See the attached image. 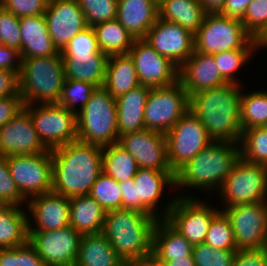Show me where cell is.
Segmentation results:
<instances>
[{
	"label": "cell",
	"mask_w": 267,
	"mask_h": 266,
	"mask_svg": "<svg viewBox=\"0 0 267 266\" xmlns=\"http://www.w3.org/2000/svg\"><path fill=\"white\" fill-rule=\"evenodd\" d=\"M37 106V107H36ZM24 105L43 145L49 149L77 140V114L59 104Z\"/></svg>",
	"instance_id": "11"
},
{
	"label": "cell",
	"mask_w": 267,
	"mask_h": 266,
	"mask_svg": "<svg viewBox=\"0 0 267 266\" xmlns=\"http://www.w3.org/2000/svg\"><path fill=\"white\" fill-rule=\"evenodd\" d=\"M158 17V0H118L116 19L134 39H144Z\"/></svg>",
	"instance_id": "24"
},
{
	"label": "cell",
	"mask_w": 267,
	"mask_h": 266,
	"mask_svg": "<svg viewBox=\"0 0 267 266\" xmlns=\"http://www.w3.org/2000/svg\"><path fill=\"white\" fill-rule=\"evenodd\" d=\"M117 143L133 156L139 167L172 171L165 134L145 128L120 135Z\"/></svg>",
	"instance_id": "19"
},
{
	"label": "cell",
	"mask_w": 267,
	"mask_h": 266,
	"mask_svg": "<svg viewBox=\"0 0 267 266\" xmlns=\"http://www.w3.org/2000/svg\"><path fill=\"white\" fill-rule=\"evenodd\" d=\"M241 22L245 30L257 39L267 29V0H252Z\"/></svg>",
	"instance_id": "45"
},
{
	"label": "cell",
	"mask_w": 267,
	"mask_h": 266,
	"mask_svg": "<svg viewBox=\"0 0 267 266\" xmlns=\"http://www.w3.org/2000/svg\"><path fill=\"white\" fill-rule=\"evenodd\" d=\"M232 266H267V247L237 250Z\"/></svg>",
	"instance_id": "50"
},
{
	"label": "cell",
	"mask_w": 267,
	"mask_h": 266,
	"mask_svg": "<svg viewBox=\"0 0 267 266\" xmlns=\"http://www.w3.org/2000/svg\"><path fill=\"white\" fill-rule=\"evenodd\" d=\"M103 147L79 140L51 150L52 190L71 198L88 195L103 172Z\"/></svg>",
	"instance_id": "1"
},
{
	"label": "cell",
	"mask_w": 267,
	"mask_h": 266,
	"mask_svg": "<svg viewBox=\"0 0 267 266\" xmlns=\"http://www.w3.org/2000/svg\"><path fill=\"white\" fill-rule=\"evenodd\" d=\"M87 26L116 19L118 0H77Z\"/></svg>",
	"instance_id": "42"
},
{
	"label": "cell",
	"mask_w": 267,
	"mask_h": 266,
	"mask_svg": "<svg viewBox=\"0 0 267 266\" xmlns=\"http://www.w3.org/2000/svg\"><path fill=\"white\" fill-rule=\"evenodd\" d=\"M239 143L213 141L175 173V185L218 191L241 159ZM218 188V189H217Z\"/></svg>",
	"instance_id": "3"
},
{
	"label": "cell",
	"mask_w": 267,
	"mask_h": 266,
	"mask_svg": "<svg viewBox=\"0 0 267 266\" xmlns=\"http://www.w3.org/2000/svg\"><path fill=\"white\" fill-rule=\"evenodd\" d=\"M166 205L161 219H165L193 246L204 243L212 219L221 211L186 194L175 196Z\"/></svg>",
	"instance_id": "9"
},
{
	"label": "cell",
	"mask_w": 267,
	"mask_h": 266,
	"mask_svg": "<svg viewBox=\"0 0 267 266\" xmlns=\"http://www.w3.org/2000/svg\"><path fill=\"white\" fill-rule=\"evenodd\" d=\"M49 0H0V6L17 17L43 15Z\"/></svg>",
	"instance_id": "49"
},
{
	"label": "cell",
	"mask_w": 267,
	"mask_h": 266,
	"mask_svg": "<svg viewBox=\"0 0 267 266\" xmlns=\"http://www.w3.org/2000/svg\"><path fill=\"white\" fill-rule=\"evenodd\" d=\"M44 16L48 33L59 52L87 27L77 0H49Z\"/></svg>",
	"instance_id": "20"
},
{
	"label": "cell",
	"mask_w": 267,
	"mask_h": 266,
	"mask_svg": "<svg viewBox=\"0 0 267 266\" xmlns=\"http://www.w3.org/2000/svg\"><path fill=\"white\" fill-rule=\"evenodd\" d=\"M178 80L188 96L227 83L218 70L214 56L198 51H194L179 67Z\"/></svg>",
	"instance_id": "23"
},
{
	"label": "cell",
	"mask_w": 267,
	"mask_h": 266,
	"mask_svg": "<svg viewBox=\"0 0 267 266\" xmlns=\"http://www.w3.org/2000/svg\"><path fill=\"white\" fill-rule=\"evenodd\" d=\"M64 80L61 52L49 57L22 58L19 81L23 104H57Z\"/></svg>",
	"instance_id": "5"
},
{
	"label": "cell",
	"mask_w": 267,
	"mask_h": 266,
	"mask_svg": "<svg viewBox=\"0 0 267 266\" xmlns=\"http://www.w3.org/2000/svg\"><path fill=\"white\" fill-rule=\"evenodd\" d=\"M27 200L18 190L10 175L7 157L0 156V205L21 206Z\"/></svg>",
	"instance_id": "47"
},
{
	"label": "cell",
	"mask_w": 267,
	"mask_h": 266,
	"mask_svg": "<svg viewBox=\"0 0 267 266\" xmlns=\"http://www.w3.org/2000/svg\"><path fill=\"white\" fill-rule=\"evenodd\" d=\"M150 87L142 84L116 98L118 134L145 129L144 108Z\"/></svg>",
	"instance_id": "26"
},
{
	"label": "cell",
	"mask_w": 267,
	"mask_h": 266,
	"mask_svg": "<svg viewBox=\"0 0 267 266\" xmlns=\"http://www.w3.org/2000/svg\"><path fill=\"white\" fill-rule=\"evenodd\" d=\"M219 191L224 207L267 201V166L240 159Z\"/></svg>",
	"instance_id": "12"
},
{
	"label": "cell",
	"mask_w": 267,
	"mask_h": 266,
	"mask_svg": "<svg viewBox=\"0 0 267 266\" xmlns=\"http://www.w3.org/2000/svg\"><path fill=\"white\" fill-rule=\"evenodd\" d=\"M99 49L109 55L128 54L135 39L117 19L105 21L92 27Z\"/></svg>",
	"instance_id": "34"
},
{
	"label": "cell",
	"mask_w": 267,
	"mask_h": 266,
	"mask_svg": "<svg viewBox=\"0 0 267 266\" xmlns=\"http://www.w3.org/2000/svg\"><path fill=\"white\" fill-rule=\"evenodd\" d=\"M264 126H267V91L241 92L242 131Z\"/></svg>",
	"instance_id": "36"
},
{
	"label": "cell",
	"mask_w": 267,
	"mask_h": 266,
	"mask_svg": "<svg viewBox=\"0 0 267 266\" xmlns=\"http://www.w3.org/2000/svg\"><path fill=\"white\" fill-rule=\"evenodd\" d=\"M240 87L226 83L189 96V110L202 122L213 141L240 142Z\"/></svg>",
	"instance_id": "2"
},
{
	"label": "cell",
	"mask_w": 267,
	"mask_h": 266,
	"mask_svg": "<svg viewBox=\"0 0 267 266\" xmlns=\"http://www.w3.org/2000/svg\"><path fill=\"white\" fill-rule=\"evenodd\" d=\"M107 211L89 195L70 198V225L81 235L101 233Z\"/></svg>",
	"instance_id": "28"
},
{
	"label": "cell",
	"mask_w": 267,
	"mask_h": 266,
	"mask_svg": "<svg viewBox=\"0 0 267 266\" xmlns=\"http://www.w3.org/2000/svg\"><path fill=\"white\" fill-rule=\"evenodd\" d=\"M193 245L165 219H158L153 231L152 256L156 261L193 256Z\"/></svg>",
	"instance_id": "27"
},
{
	"label": "cell",
	"mask_w": 267,
	"mask_h": 266,
	"mask_svg": "<svg viewBox=\"0 0 267 266\" xmlns=\"http://www.w3.org/2000/svg\"><path fill=\"white\" fill-rule=\"evenodd\" d=\"M124 261L117 255L105 235L101 233L81 236L75 266H123Z\"/></svg>",
	"instance_id": "30"
},
{
	"label": "cell",
	"mask_w": 267,
	"mask_h": 266,
	"mask_svg": "<svg viewBox=\"0 0 267 266\" xmlns=\"http://www.w3.org/2000/svg\"><path fill=\"white\" fill-rule=\"evenodd\" d=\"M1 43L21 52V29L19 17L0 6Z\"/></svg>",
	"instance_id": "48"
},
{
	"label": "cell",
	"mask_w": 267,
	"mask_h": 266,
	"mask_svg": "<svg viewBox=\"0 0 267 266\" xmlns=\"http://www.w3.org/2000/svg\"><path fill=\"white\" fill-rule=\"evenodd\" d=\"M22 58L20 51L0 43V69L21 72Z\"/></svg>",
	"instance_id": "53"
},
{
	"label": "cell",
	"mask_w": 267,
	"mask_h": 266,
	"mask_svg": "<svg viewBox=\"0 0 267 266\" xmlns=\"http://www.w3.org/2000/svg\"><path fill=\"white\" fill-rule=\"evenodd\" d=\"M256 50L258 49L241 48L214 54V60L223 79L227 83L239 85L240 83H238L237 77H234L235 71L248 62V60L251 59V55L253 53L255 54Z\"/></svg>",
	"instance_id": "39"
},
{
	"label": "cell",
	"mask_w": 267,
	"mask_h": 266,
	"mask_svg": "<svg viewBox=\"0 0 267 266\" xmlns=\"http://www.w3.org/2000/svg\"><path fill=\"white\" fill-rule=\"evenodd\" d=\"M161 266H196L193 256H185L183 258H175L169 261H157Z\"/></svg>",
	"instance_id": "56"
},
{
	"label": "cell",
	"mask_w": 267,
	"mask_h": 266,
	"mask_svg": "<svg viewBox=\"0 0 267 266\" xmlns=\"http://www.w3.org/2000/svg\"><path fill=\"white\" fill-rule=\"evenodd\" d=\"M65 79L79 80L95 85L104 86L108 55L99 50L93 55H76L62 57Z\"/></svg>",
	"instance_id": "29"
},
{
	"label": "cell",
	"mask_w": 267,
	"mask_h": 266,
	"mask_svg": "<svg viewBox=\"0 0 267 266\" xmlns=\"http://www.w3.org/2000/svg\"><path fill=\"white\" fill-rule=\"evenodd\" d=\"M20 96L19 73L0 69V98Z\"/></svg>",
	"instance_id": "52"
},
{
	"label": "cell",
	"mask_w": 267,
	"mask_h": 266,
	"mask_svg": "<svg viewBox=\"0 0 267 266\" xmlns=\"http://www.w3.org/2000/svg\"><path fill=\"white\" fill-rule=\"evenodd\" d=\"M251 1L252 0H225L223 11L220 14L242 21Z\"/></svg>",
	"instance_id": "54"
},
{
	"label": "cell",
	"mask_w": 267,
	"mask_h": 266,
	"mask_svg": "<svg viewBox=\"0 0 267 266\" xmlns=\"http://www.w3.org/2000/svg\"><path fill=\"white\" fill-rule=\"evenodd\" d=\"M230 219L237 249L267 247V201L222 209Z\"/></svg>",
	"instance_id": "15"
},
{
	"label": "cell",
	"mask_w": 267,
	"mask_h": 266,
	"mask_svg": "<svg viewBox=\"0 0 267 266\" xmlns=\"http://www.w3.org/2000/svg\"><path fill=\"white\" fill-rule=\"evenodd\" d=\"M144 40L178 68L195 51V39L192 32L177 23L168 22L159 17Z\"/></svg>",
	"instance_id": "17"
},
{
	"label": "cell",
	"mask_w": 267,
	"mask_h": 266,
	"mask_svg": "<svg viewBox=\"0 0 267 266\" xmlns=\"http://www.w3.org/2000/svg\"><path fill=\"white\" fill-rule=\"evenodd\" d=\"M116 98L104 87L96 88L77 113V140L101 147L117 143Z\"/></svg>",
	"instance_id": "6"
},
{
	"label": "cell",
	"mask_w": 267,
	"mask_h": 266,
	"mask_svg": "<svg viewBox=\"0 0 267 266\" xmlns=\"http://www.w3.org/2000/svg\"><path fill=\"white\" fill-rule=\"evenodd\" d=\"M106 211L122 209V192L120 184L102 172L92 185L88 194Z\"/></svg>",
	"instance_id": "38"
},
{
	"label": "cell",
	"mask_w": 267,
	"mask_h": 266,
	"mask_svg": "<svg viewBox=\"0 0 267 266\" xmlns=\"http://www.w3.org/2000/svg\"><path fill=\"white\" fill-rule=\"evenodd\" d=\"M128 54L134 62L140 84L154 88L178 81L179 68L144 39H135Z\"/></svg>",
	"instance_id": "18"
},
{
	"label": "cell",
	"mask_w": 267,
	"mask_h": 266,
	"mask_svg": "<svg viewBox=\"0 0 267 266\" xmlns=\"http://www.w3.org/2000/svg\"><path fill=\"white\" fill-rule=\"evenodd\" d=\"M21 29V58H42L58 54L48 33L46 18L43 15L19 18Z\"/></svg>",
	"instance_id": "25"
},
{
	"label": "cell",
	"mask_w": 267,
	"mask_h": 266,
	"mask_svg": "<svg viewBox=\"0 0 267 266\" xmlns=\"http://www.w3.org/2000/svg\"><path fill=\"white\" fill-rule=\"evenodd\" d=\"M204 243L218 249L238 250L230 219L223 211L212 219Z\"/></svg>",
	"instance_id": "40"
},
{
	"label": "cell",
	"mask_w": 267,
	"mask_h": 266,
	"mask_svg": "<svg viewBox=\"0 0 267 266\" xmlns=\"http://www.w3.org/2000/svg\"><path fill=\"white\" fill-rule=\"evenodd\" d=\"M96 88L95 85L88 82L65 79L62 93L57 104L77 114L78 110L75 108L77 106L76 104L79 102L81 110L89 101L90 96Z\"/></svg>",
	"instance_id": "41"
},
{
	"label": "cell",
	"mask_w": 267,
	"mask_h": 266,
	"mask_svg": "<svg viewBox=\"0 0 267 266\" xmlns=\"http://www.w3.org/2000/svg\"><path fill=\"white\" fill-rule=\"evenodd\" d=\"M239 146L242 160L267 166V126L243 130Z\"/></svg>",
	"instance_id": "37"
},
{
	"label": "cell",
	"mask_w": 267,
	"mask_h": 266,
	"mask_svg": "<svg viewBox=\"0 0 267 266\" xmlns=\"http://www.w3.org/2000/svg\"><path fill=\"white\" fill-rule=\"evenodd\" d=\"M28 242L45 266H75L81 234L71 225L53 231H28Z\"/></svg>",
	"instance_id": "16"
},
{
	"label": "cell",
	"mask_w": 267,
	"mask_h": 266,
	"mask_svg": "<svg viewBox=\"0 0 267 266\" xmlns=\"http://www.w3.org/2000/svg\"><path fill=\"white\" fill-rule=\"evenodd\" d=\"M205 14L221 13L224 8L225 0H198Z\"/></svg>",
	"instance_id": "55"
},
{
	"label": "cell",
	"mask_w": 267,
	"mask_h": 266,
	"mask_svg": "<svg viewBox=\"0 0 267 266\" xmlns=\"http://www.w3.org/2000/svg\"><path fill=\"white\" fill-rule=\"evenodd\" d=\"M165 137L168 163L174 174L213 142L202 122L190 110Z\"/></svg>",
	"instance_id": "13"
},
{
	"label": "cell",
	"mask_w": 267,
	"mask_h": 266,
	"mask_svg": "<svg viewBox=\"0 0 267 266\" xmlns=\"http://www.w3.org/2000/svg\"><path fill=\"white\" fill-rule=\"evenodd\" d=\"M26 211L17 205H0V248L18 247L28 242Z\"/></svg>",
	"instance_id": "33"
},
{
	"label": "cell",
	"mask_w": 267,
	"mask_h": 266,
	"mask_svg": "<svg viewBox=\"0 0 267 266\" xmlns=\"http://www.w3.org/2000/svg\"><path fill=\"white\" fill-rule=\"evenodd\" d=\"M7 163L11 177L26 200L52 190L51 150L7 156Z\"/></svg>",
	"instance_id": "14"
},
{
	"label": "cell",
	"mask_w": 267,
	"mask_h": 266,
	"mask_svg": "<svg viewBox=\"0 0 267 266\" xmlns=\"http://www.w3.org/2000/svg\"><path fill=\"white\" fill-rule=\"evenodd\" d=\"M29 113L23 108L10 122L0 128V156L27 155L46 152Z\"/></svg>",
	"instance_id": "21"
},
{
	"label": "cell",
	"mask_w": 267,
	"mask_h": 266,
	"mask_svg": "<svg viewBox=\"0 0 267 266\" xmlns=\"http://www.w3.org/2000/svg\"><path fill=\"white\" fill-rule=\"evenodd\" d=\"M21 96L0 98V128L10 122L22 109Z\"/></svg>",
	"instance_id": "51"
},
{
	"label": "cell",
	"mask_w": 267,
	"mask_h": 266,
	"mask_svg": "<svg viewBox=\"0 0 267 266\" xmlns=\"http://www.w3.org/2000/svg\"><path fill=\"white\" fill-rule=\"evenodd\" d=\"M159 18L177 23L195 34L205 13L198 0H158Z\"/></svg>",
	"instance_id": "32"
},
{
	"label": "cell",
	"mask_w": 267,
	"mask_h": 266,
	"mask_svg": "<svg viewBox=\"0 0 267 266\" xmlns=\"http://www.w3.org/2000/svg\"><path fill=\"white\" fill-rule=\"evenodd\" d=\"M99 50L95 32L91 26H87L70 40L61 54L62 57H76V55H93Z\"/></svg>",
	"instance_id": "46"
},
{
	"label": "cell",
	"mask_w": 267,
	"mask_h": 266,
	"mask_svg": "<svg viewBox=\"0 0 267 266\" xmlns=\"http://www.w3.org/2000/svg\"><path fill=\"white\" fill-rule=\"evenodd\" d=\"M26 203L34 219L28 221V231H53L70 225V198L50 191L31 197Z\"/></svg>",
	"instance_id": "22"
},
{
	"label": "cell",
	"mask_w": 267,
	"mask_h": 266,
	"mask_svg": "<svg viewBox=\"0 0 267 266\" xmlns=\"http://www.w3.org/2000/svg\"><path fill=\"white\" fill-rule=\"evenodd\" d=\"M124 266H161L157 263L152 255L140 258V259H129L124 261Z\"/></svg>",
	"instance_id": "57"
},
{
	"label": "cell",
	"mask_w": 267,
	"mask_h": 266,
	"mask_svg": "<svg viewBox=\"0 0 267 266\" xmlns=\"http://www.w3.org/2000/svg\"><path fill=\"white\" fill-rule=\"evenodd\" d=\"M157 218L135 210L107 211L102 233L123 260L152 255L153 231Z\"/></svg>",
	"instance_id": "4"
},
{
	"label": "cell",
	"mask_w": 267,
	"mask_h": 266,
	"mask_svg": "<svg viewBox=\"0 0 267 266\" xmlns=\"http://www.w3.org/2000/svg\"><path fill=\"white\" fill-rule=\"evenodd\" d=\"M0 266H45V263L27 242L18 247L0 248Z\"/></svg>",
	"instance_id": "43"
},
{
	"label": "cell",
	"mask_w": 267,
	"mask_h": 266,
	"mask_svg": "<svg viewBox=\"0 0 267 266\" xmlns=\"http://www.w3.org/2000/svg\"><path fill=\"white\" fill-rule=\"evenodd\" d=\"M189 111V96L179 80L150 88L144 108V126L166 134Z\"/></svg>",
	"instance_id": "10"
},
{
	"label": "cell",
	"mask_w": 267,
	"mask_h": 266,
	"mask_svg": "<svg viewBox=\"0 0 267 266\" xmlns=\"http://www.w3.org/2000/svg\"><path fill=\"white\" fill-rule=\"evenodd\" d=\"M119 184L122 192V209L135 210L161 219L157 204L164 193V186L175 185V174L172 171L139 167L134 178Z\"/></svg>",
	"instance_id": "8"
},
{
	"label": "cell",
	"mask_w": 267,
	"mask_h": 266,
	"mask_svg": "<svg viewBox=\"0 0 267 266\" xmlns=\"http://www.w3.org/2000/svg\"><path fill=\"white\" fill-rule=\"evenodd\" d=\"M237 250L214 248L206 243L193 246L196 266H232Z\"/></svg>",
	"instance_id": "44"
},
{
	"label": "cell",
	"mask_w": 267,
	"mask_h": 266,
	"mask_svg": "<svg viewBox=\"0 0 267 266\" xmlns=\"http://www.w3.org/2000/svg\"><path fill=\"white\" fill-rule=\"evenodd\" d=\"M102 167L117 182L134 178L139 168L133 156L118 143L103 147Z\"/></svg>",
	"instance_id": "35"
},
{
	"label": "cell",
	"mask_w": 267,
	"mask_h": 266,
	"mask_svg": "<svg viewBox=\"0 0 267 266\" xmlns=\"http://www.w3.org/2000/svg\"><path fill=\"white\" fill-rule=\"evenodd\" d=\"M258 49L267 47V29L256 39Z\"/></svg>",
	"instance_id": "58"
},
{
	"label": "cell",
	"mask_w": 267,
	"mask_h": 266,
	"mask_svg": "<svg viewBox=\"0 0 267 266\" xmlns=\"http://www.w3.org/2000/svg\"><path fill=\"white\" fill-rule=\"evenodd\" d=\"M195 51L214 55L241 48H258L241 20L220 13L206 14L202 25L194 34Z\"/></svg>",
	"instance_id": "7"
},
{
	"label": "cell",
	"mask_w": 267,
	"mask_h": 266,
	"mask_svg": "<svg viewBox=\"0 0 267 266\" xmlns=\"http://www.w3.org/2000/svg\"><path fill=\"white\" fill-rule=\"evenodd\" d=\"M140 85L134 62L129 54L109 55L104 88L114 97Z\"/></svg>",
	"instance_id": "31"
}]
</instances>
